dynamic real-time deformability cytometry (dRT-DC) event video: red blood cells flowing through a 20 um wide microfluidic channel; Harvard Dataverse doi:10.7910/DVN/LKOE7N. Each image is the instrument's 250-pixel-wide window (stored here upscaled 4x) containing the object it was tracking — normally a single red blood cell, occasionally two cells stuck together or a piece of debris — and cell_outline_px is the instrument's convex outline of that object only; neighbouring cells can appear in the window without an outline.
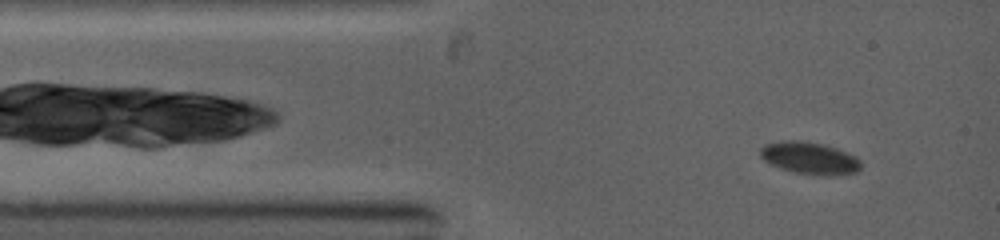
{"species": "common noctule bat (a hibernating species)", "species_latin": "Nyctalus noctula", "temperature_condition": "warm", "stored_images_in_passage": 7, "camera_frame_rate_fps": 5000, "um_per_image_px": 0.085, "animal": {"sex": "female", "body_mass_g": 19.0, "forearm_length_mm": 53.3}, "frame": {"image": 1, "passage_image": 2, "time_ms": 0.6, "image_size_px": [1000, 240], "cell_outline_px": [[860, 168], [856, 172], [828, 176], [796, 172], [772, 164], [764, 160], [760, 156], [760, 148], [764, 144], [780, 140], [800, 140], [824, 144], [848, 152], [856, 156], [860, 160]], "centroid_in_image_um": [68.82, 13.41], "position_along_channel_um": 16.2, "area_um2": 18.79}}
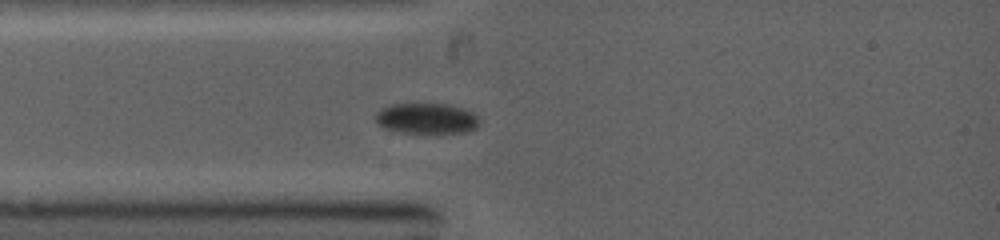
{"frame": {"image": 2, "passage_image": 4, "time_ms": 2.2, "image_size_px": [1000, 240], "cell_outline_px": [[480, 124], [476, 128], [468, 132], [404, 132], [384, 128], [376, 120], [376, 112], [392, 104], [408, 100], [448, 104], [472, 112], [480, 120]], "centroid_in_image_um": [36.26, 10.01], "position_along_channel_um": 48.7, "area_um2": 18.96}}
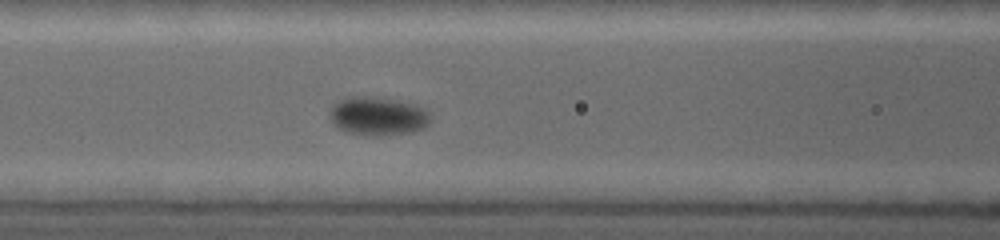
{"frame": {"image": 3, "passage_image": 7, "time_ms": 4.2, "image_size_px": [1000, 240], "cell_outline_px": [[432, 116], [428, 124], [420, 128], [408, 132], [380, 136], [376, 136], [348, 132], [332, 124], [332, 104], [340, 100], [352, 96], [368, 96], [400, 100], [424, 108]], "centroid_in_image_um": [32.13, 9.85], "position_along_channel_um": 134.5, "area_um2": 22.31}}